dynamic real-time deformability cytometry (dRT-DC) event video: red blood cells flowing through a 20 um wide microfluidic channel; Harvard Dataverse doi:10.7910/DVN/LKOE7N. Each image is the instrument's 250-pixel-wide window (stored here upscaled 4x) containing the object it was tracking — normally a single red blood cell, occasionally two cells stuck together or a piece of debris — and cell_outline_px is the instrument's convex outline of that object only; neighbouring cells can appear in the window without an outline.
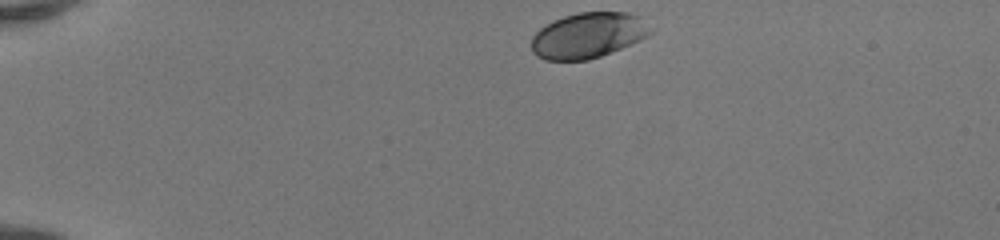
{"species": "human", "species_latin": "Homo sapiens", "temperature_condition": "room temperature", "stored_images_in_passage": 40, "camera_frame_rate_fps": 3000, "um_per_image_px": 0.085, "donor": {"sex": "female"}, "frame": {"image": 1, "passage_image": 1, "time_ms": 0.0, "image_size_px": [1000, 240], "cell_outline_px": [[656, 28], [652, 32], [640, 40], [600, 56], [588, 60], [544, 60], [536, 56], [532, 52], [532, 36], [544, 24], [552, 20], [564, 16], [580, 12], [628, 12], [640, 16]], "centroid_in_image_um": [50.01, 2.99], "position_along_channel_um": 35.0, "area_um2": 31.91}}
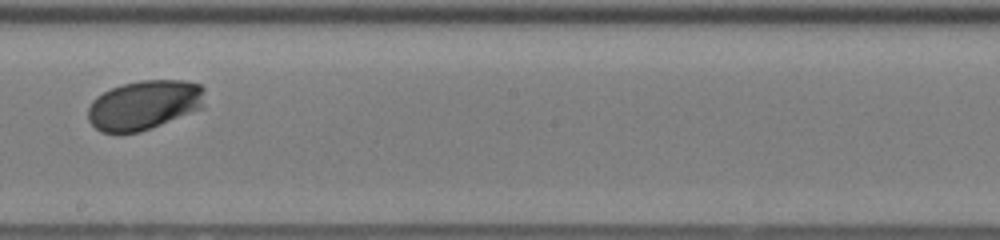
{"frame": {"image": 2, "passage_image": 21, "time_ms": 6.667, "image_size_px": [1000, 240], "cell_outline_px": [[204, 108], [140, 132], [100, 132], [88, 120], [88, 108], [92, 100], [96, 96], [112, 88], [124, 84], [140, 80], [184, 80], [200, 84], [204, 88]], "centroid_in_image_um": [12.28, 8.91], "position_along_channel_um": 235.9, "area_um2": 33.76}}
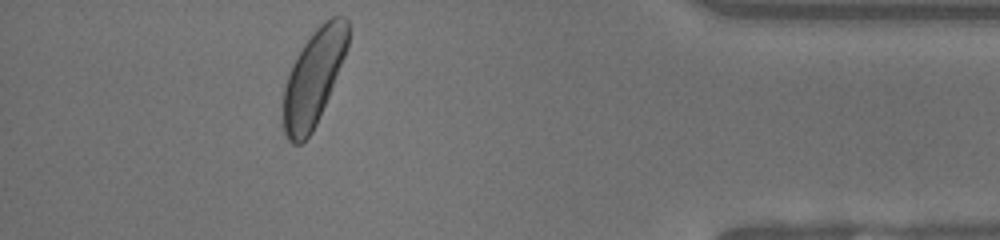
{"frame": {"image": 3, "passage_image": 36, "time_ms": 11.667, "image_size_px": [1000, 240], "cell_outline_px": [[348, 48], [332, 88], [316, 124], [312, 132], [300, 144], [292, 144], [288, 140], [284, 132], [280, 116], [284, 88], [292, 64], [296, 56], [304, 44], [316, 28], [320, 24], [332, 16], [344, 16], [348, 20]], "centroid_in_image_um": [26.62, 6.64], "position_along_channel_um": 408.6, "area_um2": 36.24}, "authors_computed_cell_mechanics": {"area_um2": 33.4951, "velocity_mm_per_s": 4.142, "shape_relaxation_time_tau1_ms": 1.6065, "shape_relaxation_time_tau2_ms": null, "deformation_change_tau1": 0.1074, "deformation_change_tau2": null}}